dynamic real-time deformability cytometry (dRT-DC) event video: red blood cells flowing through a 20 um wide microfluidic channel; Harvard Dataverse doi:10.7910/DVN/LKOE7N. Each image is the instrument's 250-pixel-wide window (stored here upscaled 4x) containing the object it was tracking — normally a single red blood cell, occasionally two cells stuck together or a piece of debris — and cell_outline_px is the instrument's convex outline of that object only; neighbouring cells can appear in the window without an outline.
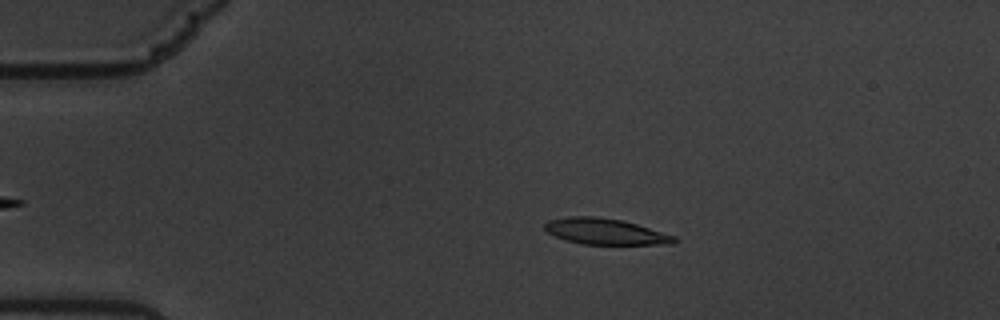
{"species": "common noctule bat (a hibernating species)", "species_latin": "Nyctalus noctula", "temperature_condition": "warm", "stored_images_in_passage": 52, "camera_frame_rate_fps": 3000, "um_per_image_px": 0.085, "animal": {"sex": "male", "body_mass_g": 19.5, "forearm_length_mm": 54.6}, "frame": {"image": 1, "passage_image": 12, "time_ms": 3.667, "image_size_px": [1000, 320], "cell_outline_px": [[680, 240], [672, 244], [584, 244], [564, 240], [548, 232], [544, 228], [544, 224], [548, 220], [568, 216], [596, 216], [624, 220], [676, 236]], "centroid_in_image_um": [51.47, 19.67], "position_along_channel_um": 33.5, "area_um2": 19.77}}
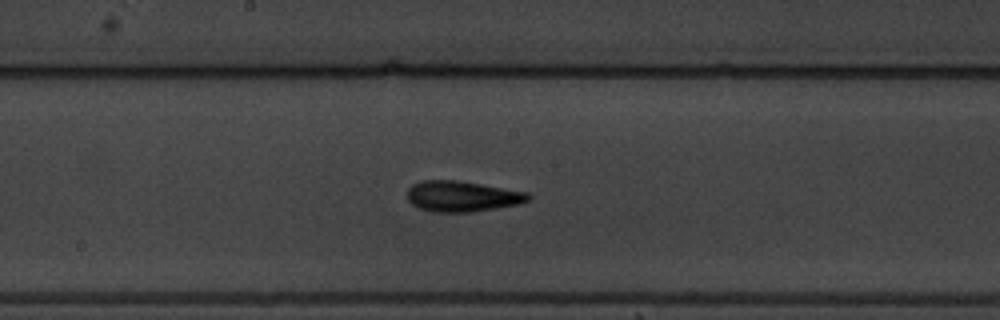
{"frame": {"image": 2, "passage_image": 32, "time_ms": 10.333, "image_size_px": [1000, 320], "cell_outline_px": [[532, 196], [528, 200], [520, 204], [472, 212], [432, 212], [420, 208], [412, 204], [408, 200], [408, 188], [412, 184], [420, 180], [456, 180], [528, 192]], "centroid_in_image_um": [39.27, 16.69], "position_along_channel_um": 208.9, "area_um2": 21.68}}
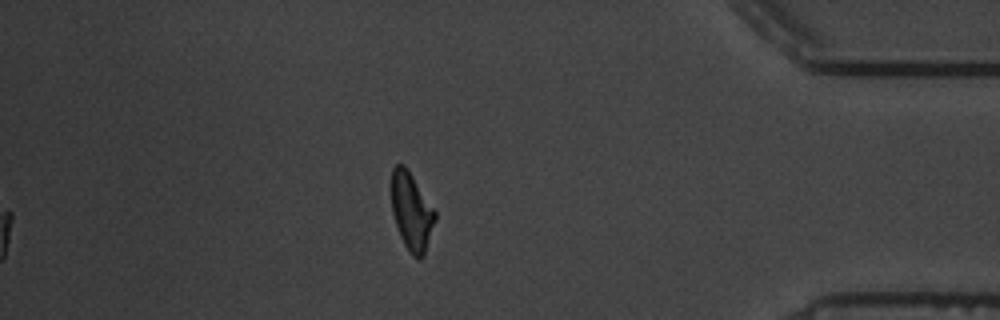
{"frame": {"image": 3, "passage_image": 52, "time_ms": 17.0, "image_size_px": [1000, 320], "cell_outline_px": [[436, 220], [424, 256], [420, 260], [412, 256], [408, 252], [400, 236], [392, 212], [388, 188], [392, 168], [396, 164], [404, 164], [408, 168], [436, 212]], "centroid_in_image_um": [34.94, 17.94], "position_along_channel_um": 400.3, "area_um2": 20.52}, "authors_computed_cell_mechanics": {"area_um2": 20.4323, "velocity_mm_per_s": 3.3824, "shape_relaxation_time_tau1_ms": 3.411, "shape_relaxation_time_tau2_ms": 2.0984, "deformation_change_tau1": 0.1519, "deformation_change_tau2": 0.0943}}